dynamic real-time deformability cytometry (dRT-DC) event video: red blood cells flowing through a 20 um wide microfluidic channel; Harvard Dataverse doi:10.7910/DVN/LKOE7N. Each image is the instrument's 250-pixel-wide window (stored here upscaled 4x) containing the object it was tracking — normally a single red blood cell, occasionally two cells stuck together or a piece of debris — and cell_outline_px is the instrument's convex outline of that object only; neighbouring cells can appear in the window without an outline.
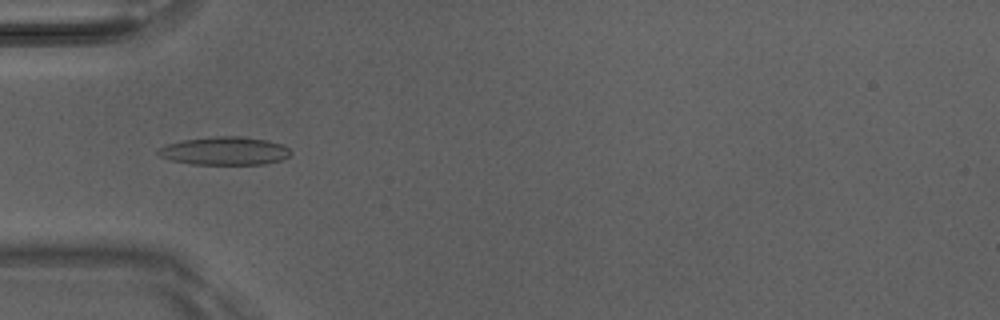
{"species": "Egyptian fruit bat (a non-hibernating species)", "species_latin": "Rousettus aegyptiacus", "temperature_condition": "room temperature", "stored_images_in_passage": 6, "camera_frame_rate_fps": 3000, "um_per_image_px": 0.085, "animal": {"sex": "male"}, "frame": {"image": 1, "passage_image": 4, "time_ms": 1.0, "image_size_px": [1000, 320], "cell_outline_px": [[292, 152], [288, 156], [280, 160], [264, 164], [192, 164], [172, 160], [160, 156], [156, 152], [160, 148], [168, 144], [184, 140], [212, 136], [240, 136], [268, 140], [280, 144], [288, 148]], "centroid_in_image_um": [19.11, 12.82], "position_along_channel_um": 65.9, "area_um2": 21.56}}